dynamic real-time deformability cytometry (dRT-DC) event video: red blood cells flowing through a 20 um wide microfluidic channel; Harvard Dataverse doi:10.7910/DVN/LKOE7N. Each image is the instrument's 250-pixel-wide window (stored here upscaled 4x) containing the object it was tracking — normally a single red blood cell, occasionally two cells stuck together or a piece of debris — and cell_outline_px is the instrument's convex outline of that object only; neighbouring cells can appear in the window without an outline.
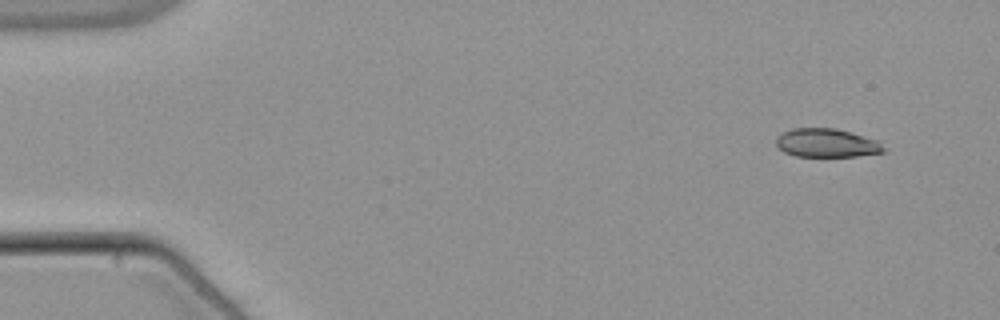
{"species": "common noctule bat (a hibernating species)", "species_latin": "Nyctalus noctula", "temperature_condition": "warm", "stored_images_in_passage": 51, "camera_frame_rate_fps": 3000, "um_per_image_px": 0.085, "animal": {"sex": "male", "body_mass_g": 21.5, "forearm_length_mm": 52.0}, "frame": {"image": 1, "passage_image": 1, "time_ms": 0.0, "image_size_px": [1000, 320], "cell_outline_px": [[884, 152], [856, 156], [796, 156], [784, 152], [776, 144], [776, 136], [792, 128], [836, 128], [880, 140], [884, 148]], "centroid_in_image_um": [70.28, 12.14], "position_along_channel_um": 14.7, "area_um2": 17.98}}
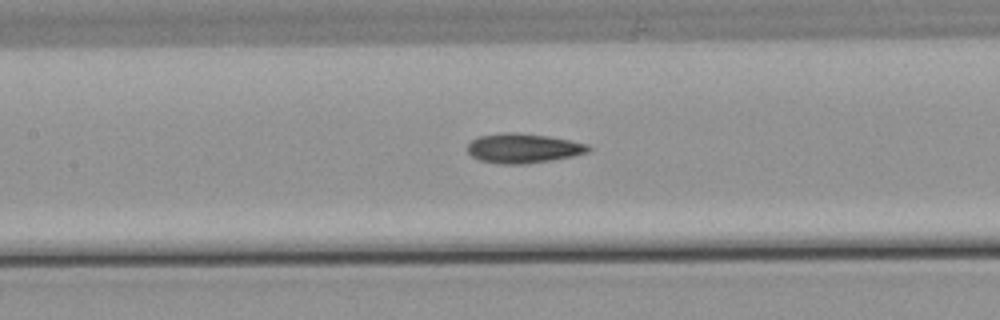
{"frame": {"image": 2, "passage_image": 22, "time_ms": 7.0, "image_size_px": [1000, 320], "cell_outline_px": [[592, 148], [588, 152], [572, 156], [552, 160], [524, 164], [496, 164], [480, 160], [472, 156], [468, 152], [468, 144], [472, 140], [480, 136], [504, 132], [516, 132], [548, 136], [588, 144]], "centroid_in_image_um": [44.47, 12.6], "position_along_channel_um": 162.9, "area_um2": 20.81}}
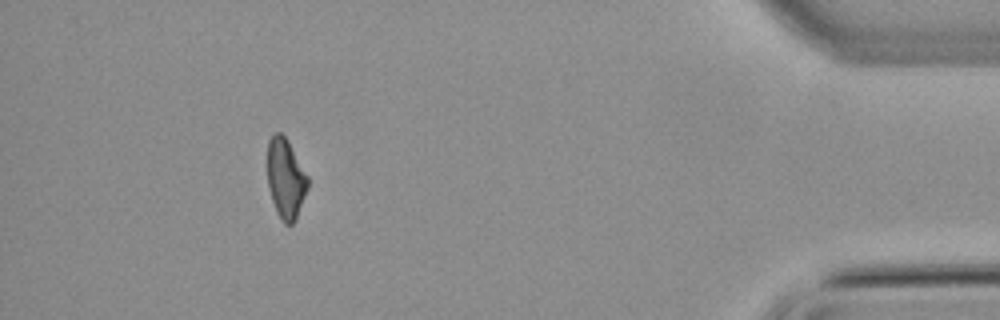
{"frame": {"image": 3, "passage_image": 46, "time_ms": 15.0, "image_size_px": [1000, 320], "cell_outline_px": [[308, 188], [296, 220], [292, 224], [284, 224], [280, 220], [276, 212], [268, 188], [268, 140], [276, 132], [280, 132], [288, 140], [308, 176]], "centroid_in_image_um": [24.29, 15.21], "position_along_channel_um": 410.9, "area_um2": 18.9}, "authors_computed_cell_mechanics": {"area_um2": 19.941, "velocity_mm_per_s": 3.8247, "shape_relaxation_time_tau1_ms": 7.1125, "shape_relaxation_time_tau2_ms": 4.436, "deformation_change_tau1": 0.169, "deformation_change_tau2": 0.1215}}